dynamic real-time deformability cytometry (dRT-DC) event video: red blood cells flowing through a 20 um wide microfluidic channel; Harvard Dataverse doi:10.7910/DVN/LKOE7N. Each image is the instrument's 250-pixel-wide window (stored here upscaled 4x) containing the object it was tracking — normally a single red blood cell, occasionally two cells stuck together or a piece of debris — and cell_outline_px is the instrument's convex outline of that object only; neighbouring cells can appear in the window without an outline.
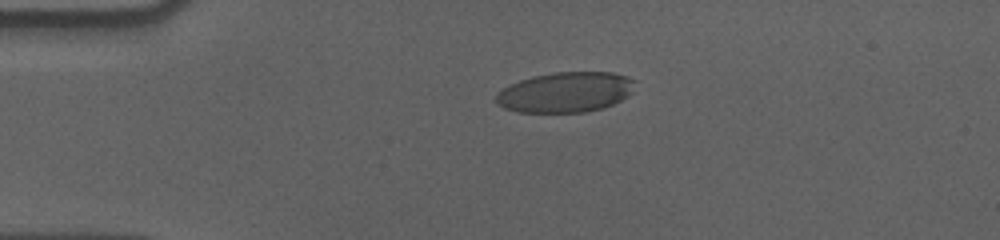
{"species": "human", "species_latin": "Homo sapiens", "temperature_condition": "cold", "stored_images_in_passage": 45, "camera_frame_rate_fps": 3000, "um_per_image_px": 0.085, "donor": {"sex": "male"}, "frame": {"image": 1, "passage_image": 1, "time_ms": 0.0, "image_size_px": [1000, 240], "cell_outline_px": [[636, 92], [604, 108], [584, 112], [516, 112], [504, 108], [496, 104], [496, 92], [520, 80], [532, 76], [556, 72], [612, 72], [628, 76], [636, 80]], "centroid_in_image_um": [48.12, 7.83], "position_along_channel_um": 36.9, "area_um2": 33.0}}
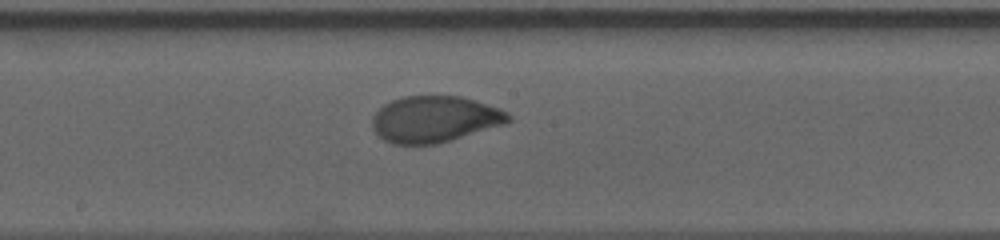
{"frame": {"image": 2, "passage_image": 19, "time_ms": 6.0, "image_size_px": [1000, 240], "cell_outline_px": [[512, 120], [508, 124], [436, 144], [392, 144], [384, 140], [372, 128], [372, 116], [384, 104], [392, 100], [404, 96], [460, 96], [500, 108], [508, 112], [512, 116]], "centroid_in_image_um": [36.98, 10.13], "position_along_channel_um": 211.2, "area_um2": 36.93}}
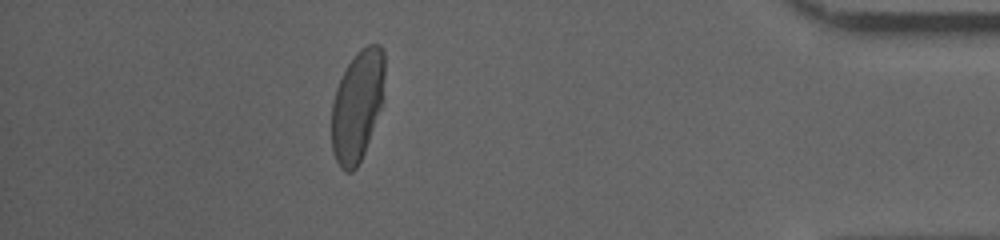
{"frame": {"image": 3, "passage_image": 39, "time_ms": 12.667, "image_size_px": [1000, 240], "cell_outline_px": [[384, 100], [364, 152], [356, 168], [352, 172], [344, 172], [340, 168], [332, 152], [332, 100], [336, 88], [348, 64], [368, 44], [380, 44], [384, 52]], "centroid_in_image_um": [30.38, 9.02], "position_along_channel_um": 404.8, "area_um2": 34.16}, "authors_computed_cell_mechanics": {"area_um2": 36.5296, "velocity_mm_per_s": 3.5662, "shape_relaxation_time_tau1_ms": 6.1303, "shape_relaxation_time_tau2_ms": null, "deformation_change_tau1": 0.2033, "deformation_change_tau2": null}}